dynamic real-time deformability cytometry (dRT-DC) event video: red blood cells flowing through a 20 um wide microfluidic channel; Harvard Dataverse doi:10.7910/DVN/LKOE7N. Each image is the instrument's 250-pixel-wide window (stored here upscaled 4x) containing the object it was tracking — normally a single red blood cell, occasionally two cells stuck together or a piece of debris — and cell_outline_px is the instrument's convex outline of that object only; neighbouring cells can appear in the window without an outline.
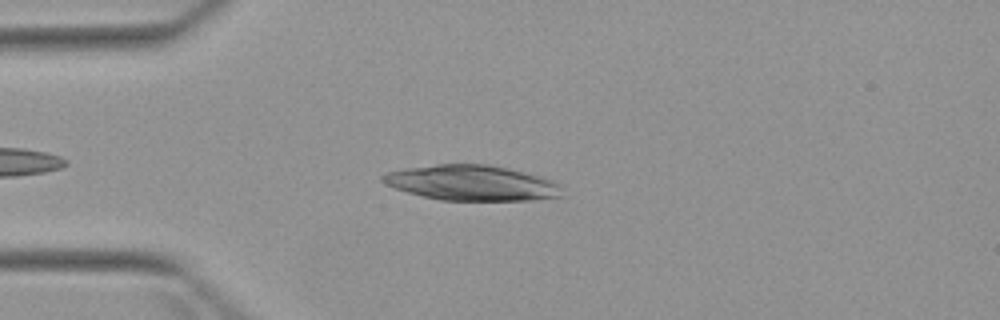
{"species": "Egyptian fruit bat (a non-hibernating species)", "species_latin": "Rousettus aegyptiacus", "temperature_condition": "warm", "stored_images_in_passage": 2, "camera_frame_rate_fps": 3000, "um_per_image_px": 0.085, "animal": {"sex": "female"}, "frame": {"image": 1, "passage_image": 2, "time_ms": 1.0, "image_size_px": [1000, 320], "cell_outline_px": [[560, 196], [532, 200], [440, 200], [408, 192], [384, 184], [380, 180], [380, 176], [384, 172], [404, 168], [436, 164], [488, 164], [508, 168], [540, 176], [552, 180], [560, 184]], "centroid_in_image_um": [40.04, 15.53], "position_along_channel_um": 45.0, "area_um2": 36.88}}